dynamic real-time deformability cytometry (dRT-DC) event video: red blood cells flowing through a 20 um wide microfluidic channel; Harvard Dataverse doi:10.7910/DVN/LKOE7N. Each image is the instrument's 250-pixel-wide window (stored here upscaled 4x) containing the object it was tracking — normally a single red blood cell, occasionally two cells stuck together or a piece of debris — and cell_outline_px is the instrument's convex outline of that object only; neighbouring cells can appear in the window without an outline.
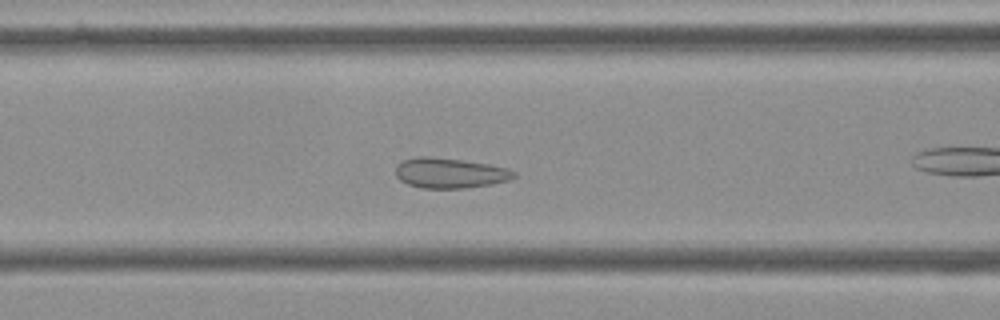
{"species": "Egyptian fruit bat (a non-hibernating species)", "species_latin": "Rousettus aegyptiacus", "temperature_condition": "cold", "stored_images_in_passage": 54, "camera_frame_rate_fps": 3000, "um_per_image_px": 0.085, "frame": {"image": 1, "passage_image": 20, "time_ms": 6.333, "image_size_px": [1000, 320], "cell_outline_px": [[516, 176], [508, 180], [492, 184], [464, 188], [420, 188], [408, 184], [400, 180], [396, 176], [396, 164], [404, 160], [416, 156], [428, 156], [460, 160], [488, 164], [508, 168], [516, 172]], "centroid_in_image_um": [38.22, 14.71], "position_along_channel_um": 128.4, "area_um2": 20.81}}
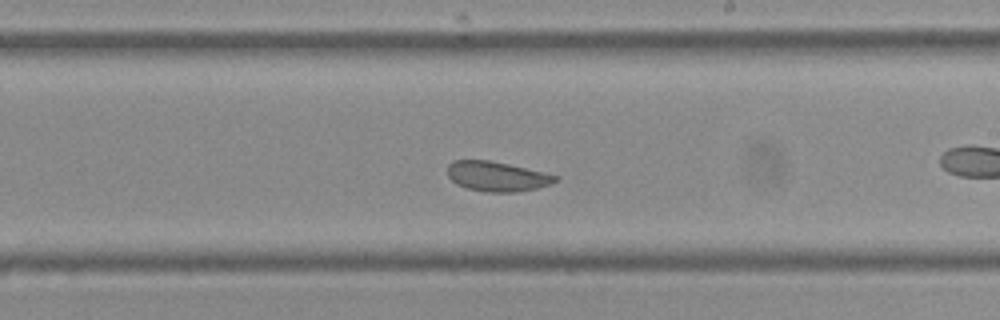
{"frame": {"image": 2, "passage_image": 30, "time_ms": 9.667, "image_size_px": [1000, 320], "cell_outline_px": [[560, 180], [552, 184], [536, 188], [516, 192], [488, 192], [468, 188], [456, 184], [448, 176], [448, 164], [452, 160], [488, 160], [508, 164], [544, 172], [560, 176]], "centroid_in_image_um": [42.27, 14.99], "position_along_channel_um": 246.7, "area_um2": 18.79}}
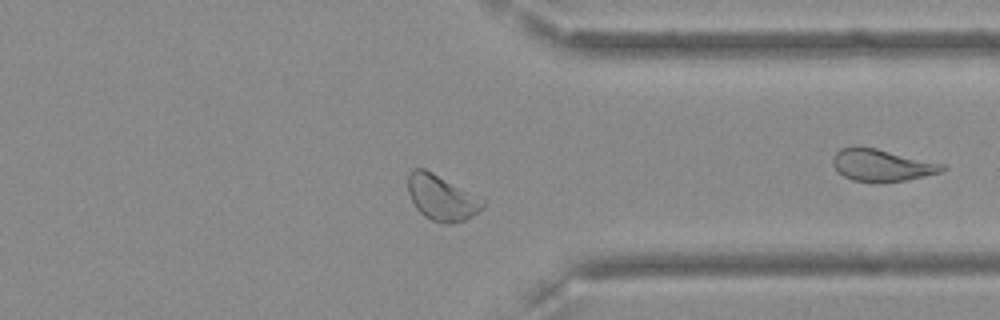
{"frame": {"image": 3, "passage_image": 41, "time_ms": 13.333, "image_size_px": [1000, 320], "cell_outline_px": [[484, 208], [472, 216], [464, 220], [452, 224], [440, 224], [424, 216], [416, 208], [408, 192], [408, 172], [412, 168], [424, 168], [484, 196]], "centroid_in_image_um": [37.59, 16.79], "position_along_channel_um": 373.8, "area_um2": 20.52}}